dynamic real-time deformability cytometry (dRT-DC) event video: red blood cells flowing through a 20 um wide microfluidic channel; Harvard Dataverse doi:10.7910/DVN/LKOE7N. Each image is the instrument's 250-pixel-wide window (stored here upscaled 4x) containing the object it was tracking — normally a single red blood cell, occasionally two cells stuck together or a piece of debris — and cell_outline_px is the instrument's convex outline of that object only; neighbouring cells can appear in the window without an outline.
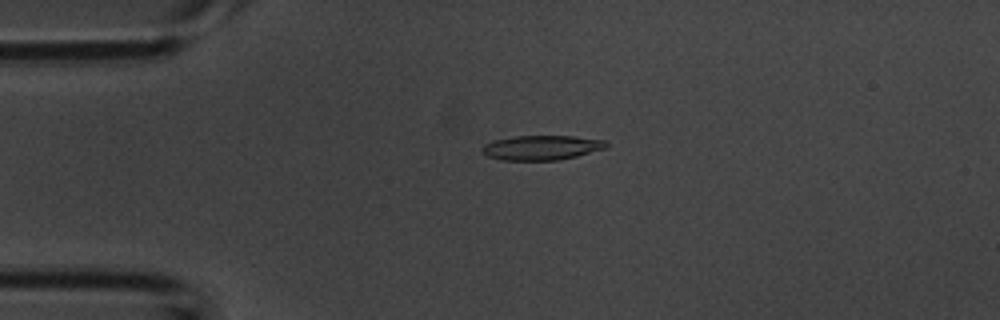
{"species": "common noctule bat (a hibernating species)", "species_latin": "Nyctalus noctula", "temperature_condition": "room temperature", "stored_images_in_passage": 53, "camera_frame_rate_fps": 3000, "um_per_image_px": 0.085, "animal": {"sex": "male", "body_mass_g": 20.1, "forearm_length_mm": 53.5}, "frame": {"image": 1, "passage_image": 12, "time_ms": 3.667, "image_size_px": [1000, 320], "cell_outline_px": [[608, 148], [576, 156], [556, 160], [500, 160], [488, 156], [484, 152], [484, 144], [492, 140], [516, 136], [572, 136], [608, 140]], "centroid_in_image_um": [46.09, 12.54], "position_along_channel_um": 38.9, "area_um2": 17.8}}
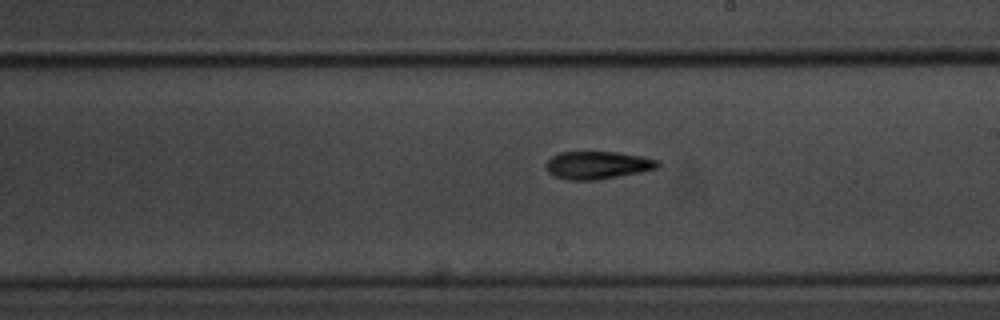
{"frame": {"image": 2, "passage_image": 30, "time_ms": 9.667, "image_size_px": [1000, 320], "cell_outline_px": [[660, 164], [656, 168], [640, 172], [596, 180], [568, 180], [556, 176], [548, 172], [544, 164], [552, 156], [560, 152], [616, 152], [644, 156], [660, 160]], "centroid_in_image_um": [50.8, 14.03], "position_along_channel_um": 238.2, "area_um2": 18.09}}
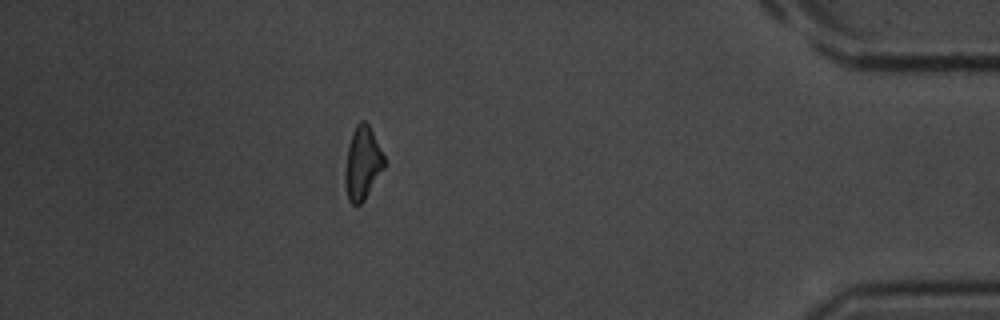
{"frame": {"image": 3, "passage_image": 47, "time_ms": 15.333, "image_size_px": [1000, 320], "cell_outline_px": [[384, 168], [364, 200], [360, 204], [352, 204], [348, 200], [344, 184], [344, 172], [348, 144], [352, 132], [356, 124], [360, 120], [364, 120], [368, 124], [384, 156]], "centroid_in_image_um": [30.78, 13.88], "position_along_channel_um": 404.4, "area_um2": 16.65}, "authors_computed_cell_mechanics": {"area_um2": 17.6868, "velocity_mm_per_s": 3.7546, "shape_relaxation_time_tau1_ms": 3.306, "shape_relaxation_time_tau2_ms": 5.4417, "deformation_change_tau1": 0.1241, "deformation_change_tau2": 0.1383}}